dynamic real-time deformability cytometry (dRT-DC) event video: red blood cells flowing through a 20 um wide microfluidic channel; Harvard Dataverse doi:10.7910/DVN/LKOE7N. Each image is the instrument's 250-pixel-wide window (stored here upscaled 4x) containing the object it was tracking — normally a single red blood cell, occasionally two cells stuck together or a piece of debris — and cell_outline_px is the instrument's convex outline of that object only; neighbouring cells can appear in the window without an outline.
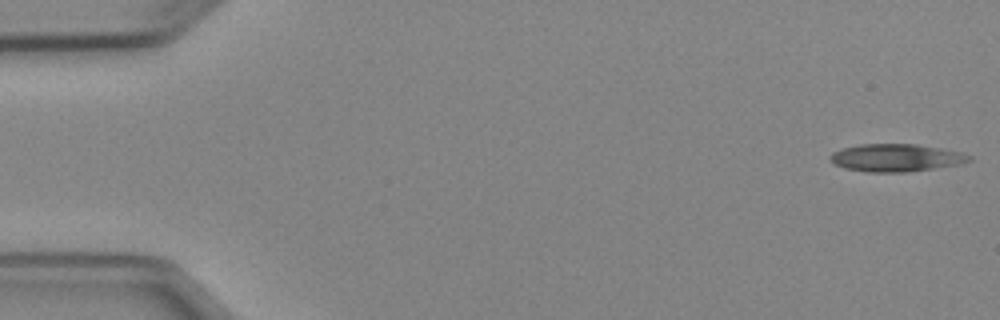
{"species": "Egyptian fruit bat (a non-hibernating species)", "species_latin": "Rousettus aegyptiacus", "temperature_condition": "cold", "stored_images_in_passage": 7, "camera_frame_rate_fps": 3000, "um_per_image_px": 0.085, "animal": {"sex": "female"}, "frame": {"image": 1, "passage_image": 1, "time_ms": 0.0, "image_size_px": [1000, 320], "cell_outline_px": [[972, 160], [960, 164], [908, 172], [864, 172], [844, 168], [832, 164], [828, 156], [832, 152], [840, 148], [860, 144], [916, 144], [940, 148], [960, 152], [972, 156]], "centroid_in_image_um": [76.1, 13.41], "position_along_channel_um": 8.9, "area_um2": 22.6}}
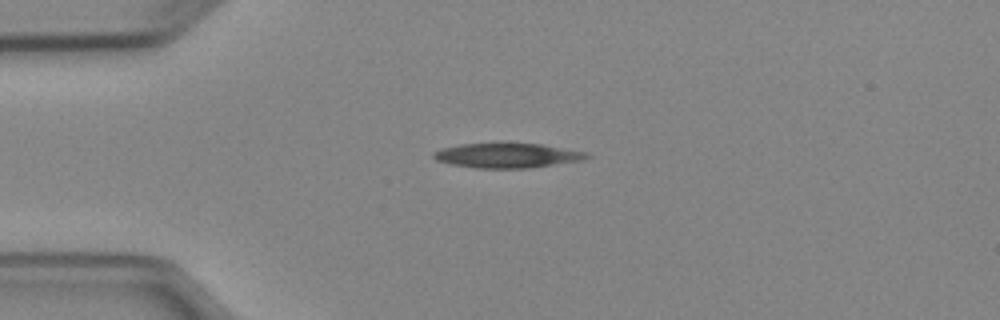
{"frame": {"image": 2, "passage_image": 4, "time_ms": 3.667, "image_size_px": [1000, 320], "cell_outline_px": [[592, 156], [584, 160], [528, 168], [476, 168], [452, 164], [436, 160], [432, 156], [432, 152], [440, 148], [460, 144], [540, 144], [588, 152]], "centroid_in_image_um": [43.12, 13.22], "position_along_channel_um": 41.9, "area_um2": 21.91}}
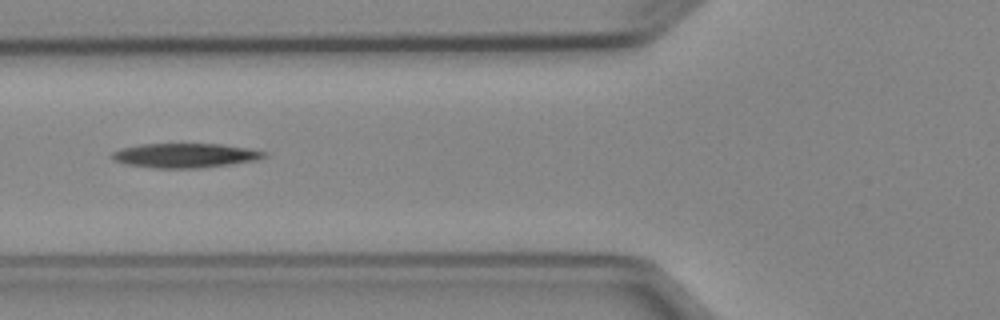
{"frame": {"image": 3, "passage_image": 6, "time_ms": 6.0, "image_size_px": [1000, 320], "cell_outline_px": [[268, 156], [256, 160], [232, 164], [200, 168], [152, 168], [124, 164], [112, 160], [112, 152], [120, 148], [140, 144], [220, 144], [248, 148], [268, 152]], "centroid_in_image_um": [15.72, 13.22], "position_along_channel_um": 110.1, "area_um2": 21.85}}